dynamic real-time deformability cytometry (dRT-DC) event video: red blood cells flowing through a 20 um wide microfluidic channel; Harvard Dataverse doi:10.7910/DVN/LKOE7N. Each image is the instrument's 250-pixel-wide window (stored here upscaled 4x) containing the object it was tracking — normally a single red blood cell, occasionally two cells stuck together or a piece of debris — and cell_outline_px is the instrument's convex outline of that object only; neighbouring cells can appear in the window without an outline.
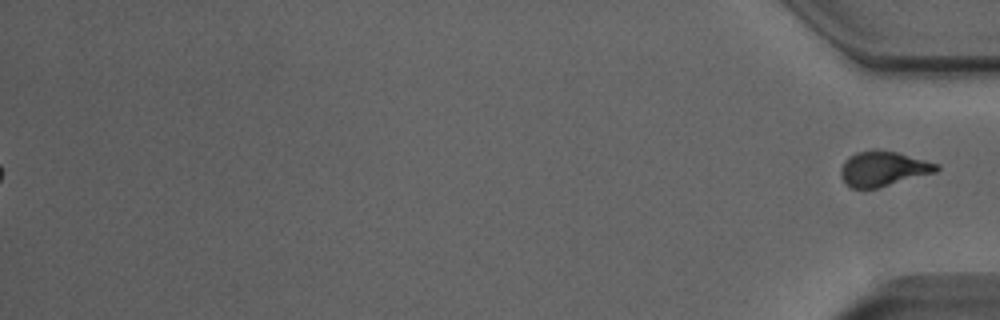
{"species": "Egyptian fruit bat (a non-hibernating species)", "species_latin": "Rousettus aegyptiacus", "temperature_condition": "room temperature", "stored_images_in_passage": 51, "segment_of_instrument_passage": [2, 2], "camera_frame_rate_fps": 3000, "um_per_image_px": 0.085, "animal": {"sex": "male"}, "frame": {"image": 1, "passage_image": 51, "time_ms": 16.667, "image_size_px": [1000, 320], "cell_outline_px": [[940, 168], [936, 172], [876, 188], [852, 188], [840, 176], [840, 168], [844, 160], [848, 156], [856, 152], [876, 148], [896, 152], [940, 164]], "centroid_in_image_um": [75.05, 14.31], "position_along_channel_um": 360.1, "area_um2": 19.54}}